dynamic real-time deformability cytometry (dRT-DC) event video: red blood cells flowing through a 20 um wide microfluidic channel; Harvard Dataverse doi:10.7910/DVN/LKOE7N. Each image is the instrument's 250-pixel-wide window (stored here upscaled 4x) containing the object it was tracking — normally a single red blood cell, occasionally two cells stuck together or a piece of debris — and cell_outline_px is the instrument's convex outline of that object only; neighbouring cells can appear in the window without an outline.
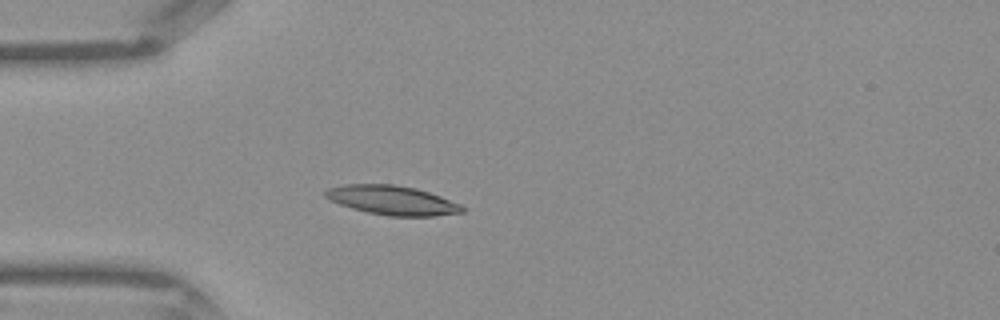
{"species": "Egyptian fruit bat (a non-hibernating species)", "species_latin": "Rousettus aegyptiacus", "temperature_condition": "warm", "stored_images_in_passage": 33, "camera_frame_rate_fps": 3000, "um_per_image_px": 0.085, "frame": {"image": 1, "passage_image": 2, "time_ms": 0.333, "image_size_px": [1000, 320], "cell_outline_px": [[464, 212], [436, 216], [388, 216], [368, 212], [352, 208], [328, 200], [324, 196], [324, 192], [328, 188], [344, 184], [396, 184], [416, 188], [440, 196], [460, 204], [464, 208]], "centroid_in_image_um": [33.32, 17.02], "position_along_channel_um": 51.7, "area_um2": 23.35}}
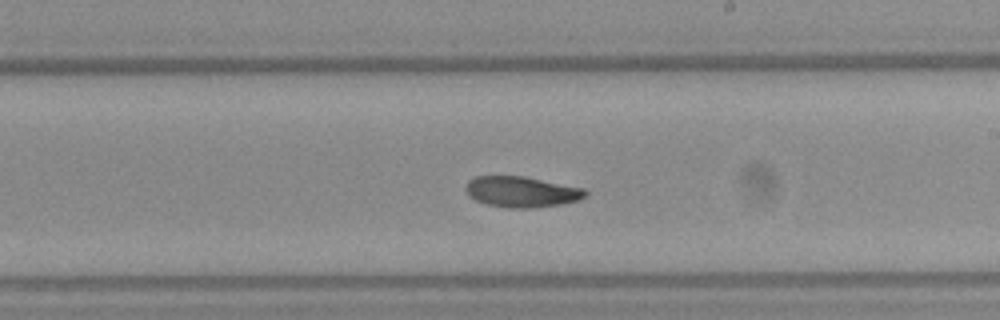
{"frame": {"image": 2, "passage_image": 15, "time_ms": 4.667, "image_size_px": [1000, 320], "cell_outline_px": [[588, 192], [580, 200], [560, 204], [532, 208], [508, 208], [484, 204], [468, 196], [464, 188], [468, 180], [476, 176], [524, 176], [584, 188]], "centroid_in_image_um": [44.3, 16.3], "position_along_channel_um": 244.7, "area_um2": 21.62}}
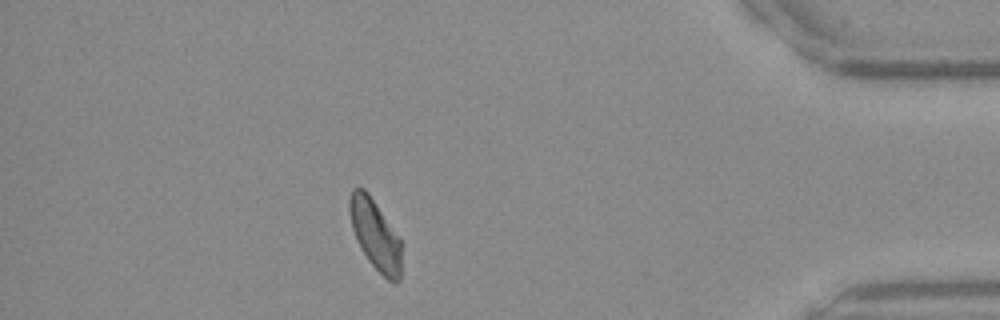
{"frame": {"image": 3, "passage_image": 28, "time_ms": 9.0, "image_size_px": [1000, 320], "cell_outline_px": [[400, 280], [388, 280], [368, 260], [360, 248], [352, 228], [348, 212], [348, 200], [352, 188], [364, 188], [368, 192], [400, 236]], "centroid_in_image_um": [31.86, 19.88], "position_along_channel_um": 403.3, "area_um2": 21.21}}